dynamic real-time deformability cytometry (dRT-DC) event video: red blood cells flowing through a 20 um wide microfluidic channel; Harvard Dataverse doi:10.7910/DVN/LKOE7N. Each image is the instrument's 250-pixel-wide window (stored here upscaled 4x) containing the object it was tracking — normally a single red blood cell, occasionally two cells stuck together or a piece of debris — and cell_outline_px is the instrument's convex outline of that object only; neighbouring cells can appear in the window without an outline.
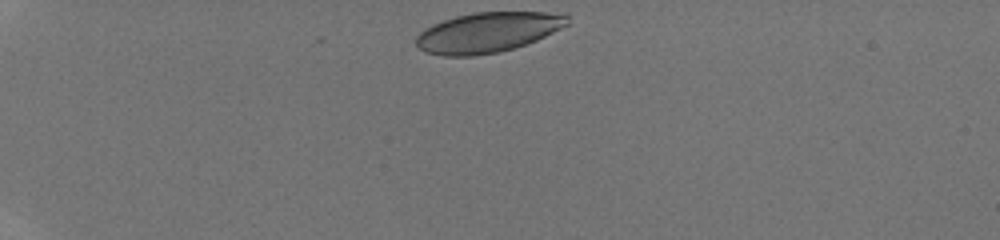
{"species": "human", "species_latin": "Homo sapiens", "temperature_condition": "room temperature", "stored_images_in_passage": 33, "camera_frame_rate_fps": 3000, "um_per_image_px": 0.085, "donor": {"sex": "male"}, "frame": {"image": 1, "passage_image": 1, "time_ms": 0.0, "image_size_px": [1000, 240], "cell_outline_px": [[568, 24], [536, 40], [500, 52], [472, 56], [444, 56], [424, 52], [416, 44], [416, 36], [420, 32], [432, 24], [456, 16], [472, 12], [564, 12], [568, 16]], "centroid_in_image_um": [41.44, 2.74], "position_along_channel_um": 43.6, "area_um2": 35.32}}
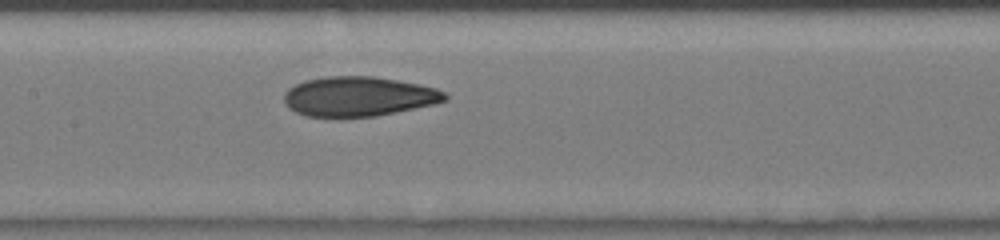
{"frame": {"image": 2, "passage_image": 14, "time_ms": 4.333, "image_size_px": [1000, 240], "cell_outline_px": [[448, 100], [432, 104], [396, 112], [376, 116], [340, 120], [304, 116], [288, 108], [284, 104], [284, 92], [288, 88], [304, 80], [324, 76], [376, 76], [420, 84], [436, 88], [444, 92], [448, 96]], "centroid_in_image_um": [30.42, 8.23], "position_along_channel_um": 177.0, "area_um2": 38.32}}
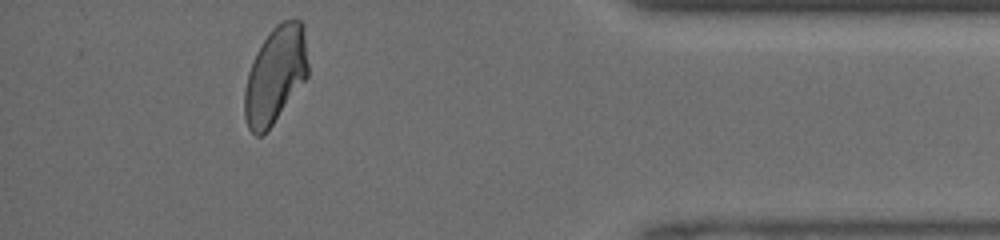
{"frame": {"image": 3, "passage_image": 31, "time_ms": 10.0, "image_size_px": [1000, 240], "cell_outline_px": [[308, 76], [272, 124], [260, 136], [256, 136], [248, 128], [244, 116], [244, 92], [248, 72], [264, 40], [272, 28], [276, 24], [284, 20], [300, 20], [304, 24], [308, 64]], "centroid_in_image_um": [23.41, 6.36], "position_along_channel_um": 411.8, "area_um2": 35.32}}